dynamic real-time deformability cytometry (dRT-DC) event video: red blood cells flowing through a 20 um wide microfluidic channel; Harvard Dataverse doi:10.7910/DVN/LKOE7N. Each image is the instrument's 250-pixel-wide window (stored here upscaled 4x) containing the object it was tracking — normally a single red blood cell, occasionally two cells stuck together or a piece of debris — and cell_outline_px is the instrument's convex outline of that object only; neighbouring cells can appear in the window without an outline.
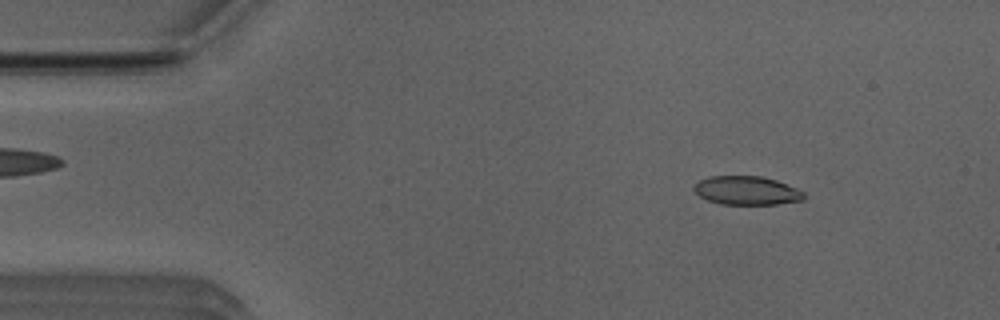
{"species": "Egyptian fruit bat (a non-hibernating species)", "species_latin": "Rousettus aegyptiacus", "temperature_condition": "room temperature", "stored_images_in_passage": 51, "segment_of_instrument_passage": [1, 2], "camera_frame_rate_fps": 3000, "um_per_image_px": 0.085, "animal": {"sex": "male"}, "frame": {"image": 1, "passage_image": 6, "time_ms": 1.667, "image_size_px": [1000, 320], "cell_outline_px": [[804, 200], [776, 204], [720, 204], [708, 200], [700, 196], [692, 188], [700, 180], [708, 176], [760, 176], [776, 180], [796, 188], [804, 192]], "centroid_in_image_um": [63.47, 16.19], "position_along_channel_um": 21.5, "area_um2": 18.26}}
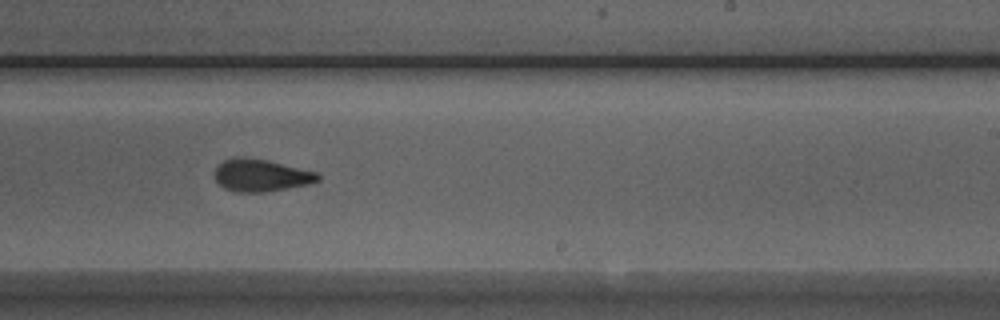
{"frame": {"image": 2, "passage_image": 30, "time_ms": 9.667, "image_size_px": [1000, 320], "cell_outline_px": [[320, 180], [308, 184], [264, 192], [236, 192], [224, 188], [216, 180], [216, 164], [224, 160], [236, 156], [244, 156], [268, 160], [320, 172]], "centroid_in_image_um": [22.2, 14.88], "position_along_channel_um": 266.8, "area_um2": 19.65}}
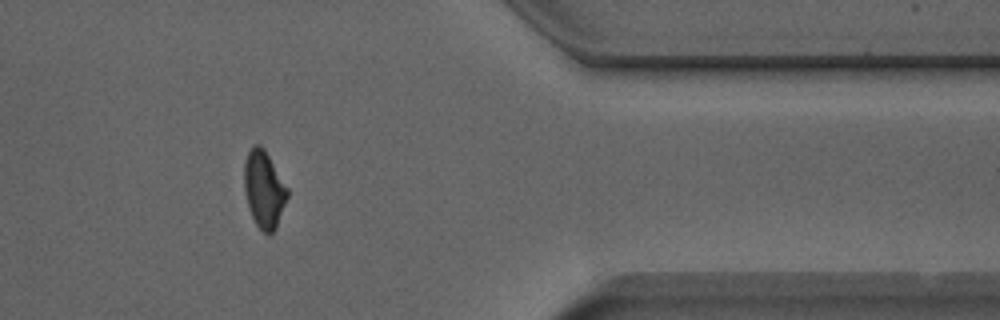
{"frame": {"image": 3, "passage_image": 41, "time_ms": 13.333, "image_size_px": [1000, 320], "cell_outline_px": [[288, 196], [276, 228], [272, 232], [264, 232], [256, 224], [248, 208], [244, 188], [244, 164], [248, 152], [252, 144], [260, 144], [264, 148], [288, 188]], "centroid_in_image_um": [22.43, 16.06], "position_along_channel_um": 389.0, "area_um2": 19.31}}